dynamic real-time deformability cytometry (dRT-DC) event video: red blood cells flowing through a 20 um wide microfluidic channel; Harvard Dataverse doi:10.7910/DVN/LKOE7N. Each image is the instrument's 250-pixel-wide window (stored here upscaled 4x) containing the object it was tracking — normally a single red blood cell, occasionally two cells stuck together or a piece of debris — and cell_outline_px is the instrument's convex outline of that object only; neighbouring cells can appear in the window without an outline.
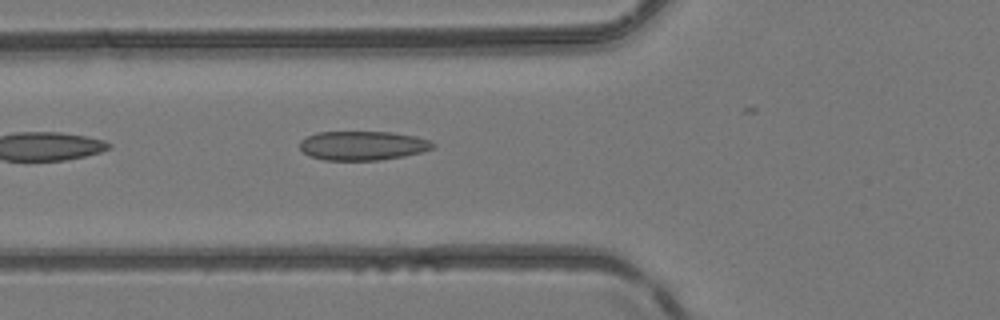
{"species": "common noctule bat (a hibernating species)", "species_latin": "Nyctalus noctula", "temperature_condition": "room temperature", "stored_images_in_passage": 2, "camera_frame_rate_fps": 3000, "um_per_image_px": 0.085, "animal": {"sex": "female", "body_mass_g": 24.6, "forearm_length_mm": 56.2}, "frame": {"image": 1, "passage_image": 2, "time_ms": 1.333, "image_size_px": [1000, 320], "cell_outline_px": [[436, 148], [404, 156], [380, 160], [324, 160], [308, 156], [300, 148], [300, 140], [316, 132], [392, 132], [416, 136], [432, 140], [436, 144]], "centroid_in_image_um": [30.86, 12.37], "position_along_channel_um": 94.9, "area_um2": 22.83}}